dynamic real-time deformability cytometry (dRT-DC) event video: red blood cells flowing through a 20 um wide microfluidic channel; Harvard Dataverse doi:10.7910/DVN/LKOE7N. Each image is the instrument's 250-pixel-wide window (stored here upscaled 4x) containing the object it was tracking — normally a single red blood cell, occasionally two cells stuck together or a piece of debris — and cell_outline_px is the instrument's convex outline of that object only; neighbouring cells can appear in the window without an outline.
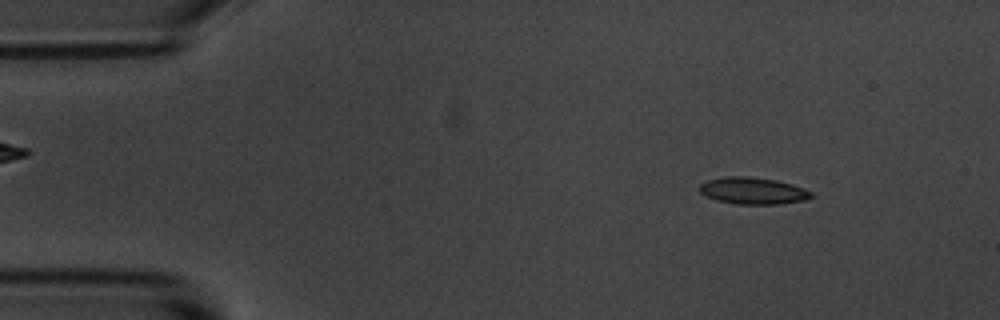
{"species": "common noctule bat (a hibernating species)", "species_latin": "Nyctalus noctula", "temperature_condition": "room temperature", "stored_images_in_passage": 53, "camera_frame_rate_fps": 3000, "um_per_image_px": 0.085, "animal": {"sex": "male", "body_mass_g": 20.1, "forearm_length_mm": 53.5}, "frame": {"image": 1, "passage_image": 6, "time_ms": 1.667, "image_size_px": [1000, 320], "cell_outline_px": [[812, 196], [804, 200], [780, 204], [736, 204], [716, 200], [700, 192], [700, 184], [708, 180], [724, 176], [748, 176], [776, 180], [792, 184], [804, 188], [812, 192]], "centroid_in_image_um": [64.01, 16.21], "position_along_channel_um": 21.0, "area_um2": 17.4}}
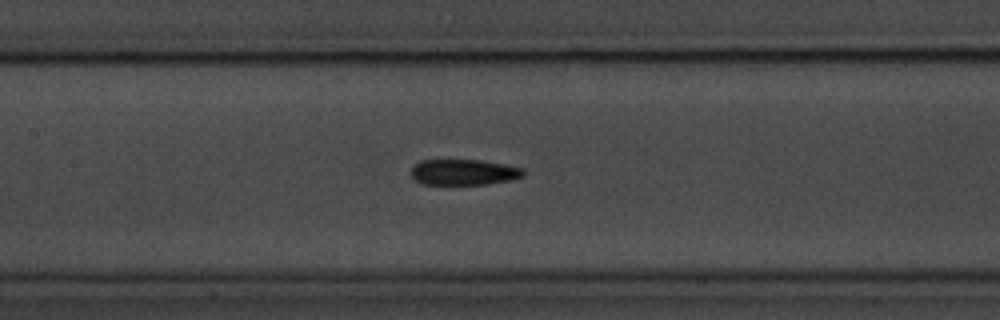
{"frame": {"image": 2, "passage_image": 24, "time_ms": 7.667, "image_size_px": [1000, 320], "cell_outline_px": [[524, 176], [508, 180], [488, 184], [424, 184], [416, 180], [412, 176], [412, 168], [420, 160], [480, 160], [504, 164], [524, 168]], "centroid_in_image_um": [39.44, 14.63], "position_along_channel_um": 168.0, "area_um2": 16.7}}
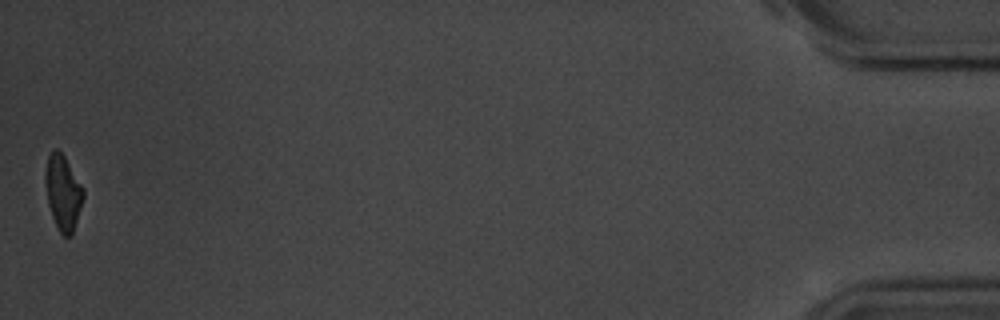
{"frame": {"image": 3, "passage_image": 53, "time_ms": 17.333, "image_size_px": [1000, 320], "cell_outline_px": [[84, 196], [72, 236], [64, 236], [60, 232], [52, 216], [48, 204], [44, 180], [44, 172], [48, 156], [52, 148], [56, 148], [64, 156], [84, 188]], "centroid_in_image_um": [5.34, 16.34], "position_along_channel_um": 429.9, "area_um2": 16.65}, "authors_computed_cell_mechanics": {"area_um2": 17.2822, "velocity_mm_per_s": 3.71, "shape_relaxation_time_tau1_ms": 4.0764, "shape_relaxation_time_tau2_ms": 10.1934, "deformation_change_tau1": 0.1338, "deformation_change_tau2": 0.1668}}